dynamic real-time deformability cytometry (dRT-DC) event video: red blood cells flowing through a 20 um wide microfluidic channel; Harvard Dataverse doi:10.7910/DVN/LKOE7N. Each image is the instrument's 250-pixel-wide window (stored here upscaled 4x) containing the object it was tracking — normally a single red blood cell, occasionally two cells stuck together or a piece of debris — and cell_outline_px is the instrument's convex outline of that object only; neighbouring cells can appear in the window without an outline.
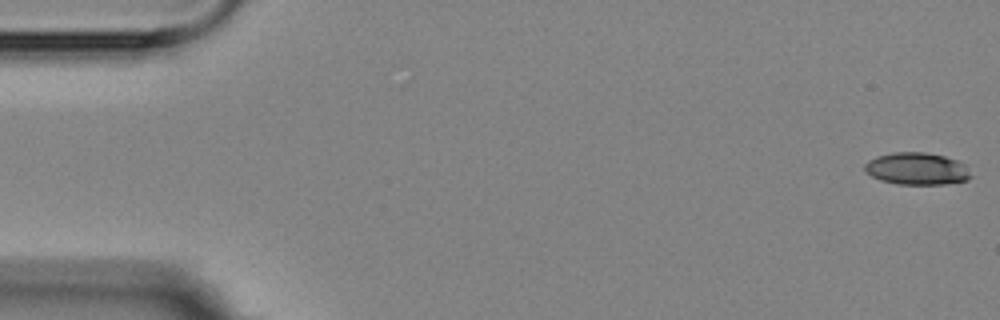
{"species": "Egyptian fruit bat (a non-hibernating species)", "species_latin": "Rousettus aegyptiacus", "temperature_condition": "room temperature", "stored_images_in_passage": 6, "camera_frame_rate_fps": 3000, "um_per_image_px": 0.085, "animal": {"sex": "female"}, "frame": {"image": 1, "passage_image": 1, "time_ms": 0.0, "image_size_px": [1000, 320], "cell_outline_px": [[972, 176], [968, 180], [944, 184], [896, 184], [880, 180], [872, 176], [864, 168], [864, 164], [868, 160], [876, 156], [892, 152], [924, 152], [944, 156], [956, 160], [964, 164]], "centroid_in_image_um": [77.92, 14.34], "position_along_channel_um": 7.1, "area_um2": 19.88}}
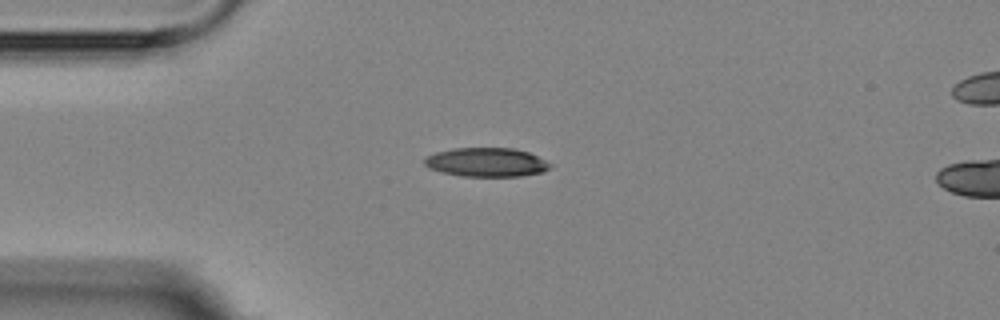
{"frame": {"image": 2, "passage_image": 4, "time_ms": 4.333, "image_size_px": [1000, 320], "cell_outline_px": [[552, 164], [544, 172], [520, 176], [460, 176], [428, 168], [424, 164], [424, 156], [436, 152], [452, 148], [512, 148], [528, 152]], "centroid_in_image_um": [41.31, 13.79], "position_along_channel_um": 43.7, "area_um2": 21.15}}
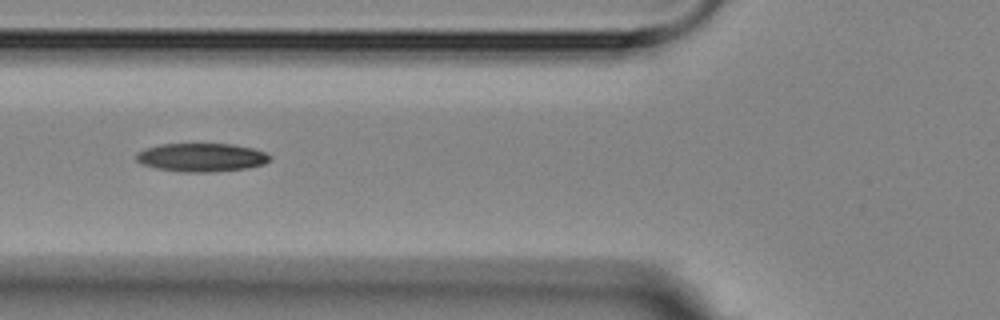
{"frame": {"image": 3, "passage_image": 6, "time_ms": 6.667, "image_size_px": [1000, 320], "cell_outline_px": [[272, 160], [264, 164], [244, 168], [208, 172], [184, 172], [156, 168], [144, 164], [136, 160], [136, 152], [144, 148], [160, 144], [232, 144], [252, 148], [264, 152], [272, 156]], "centroid_in_image_um": [17.12, 13.37], "position_along_channel_um": 108.7, "area_um2": 22.08}}